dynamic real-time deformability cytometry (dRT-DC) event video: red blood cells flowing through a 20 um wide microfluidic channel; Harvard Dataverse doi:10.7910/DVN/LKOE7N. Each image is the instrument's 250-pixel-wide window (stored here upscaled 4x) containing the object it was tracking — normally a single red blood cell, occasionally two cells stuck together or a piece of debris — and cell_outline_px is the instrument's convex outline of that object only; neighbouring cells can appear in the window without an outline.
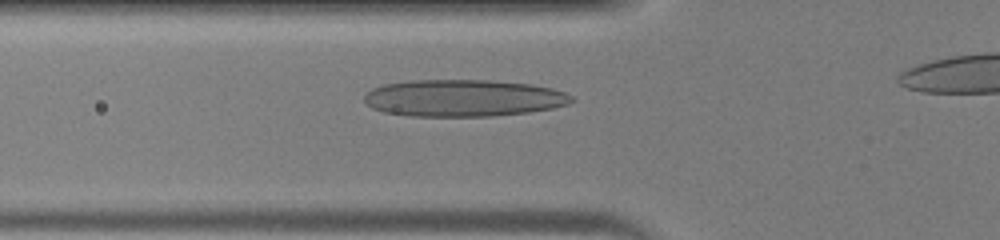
{"species": "human", "species_latin": "Homo sapiens", "temperature_condition": "warm", "stored_images_in_passage": 29, "camera_frame_rate_fps": 3000, "um_per_image_px": 0.085, "donor": {"sex": "male"}, "frame": {"image": 1, "passage_image": 6, "time_ms": 1.667, "image_size_px": [1000, 240], "cell_outline_px": [[576, 100], [568, 104], [552, 108], [528, 112], [492, 116], [408, 116], [384, 112], [372, 108], [364, 100], [364, 96], [372, 88], [384, 84], [412, 80], [488, 80], [532, 84], [552, 88], [564, 92], [572, 96]], "centroid_in_image_um": [39.39, 8.33], "position_along_channel_um": 86.4, "area_um2": 44.74}}
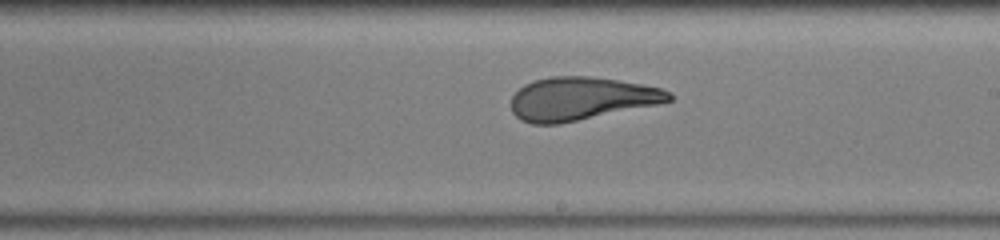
{"frame": {"image": 2, "passage_image": 16, "time_ms": 5.0, "image_size_px": [1000, 240], "cell_outline_px": [[672, 100], [656, 104], [560, 124], [532, 124], [520, 120], [512, 112], [512, 96], [524, 84], [536, 80], [552, 76], [588, 76], [616, 80], [640, 84], [660, 88], [668, 92], [672, 96]], "centroid_in_image_um": [49.34, 8.39], "position_along_channel_um": 239.7, "area_um2": 39.19}}
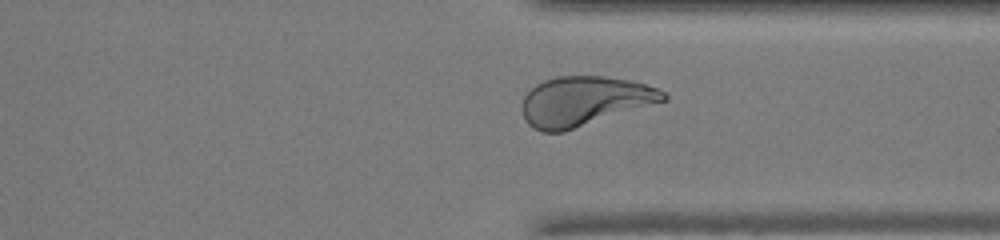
{"frame": {"image": 3, "passage_image": 24, "time_ms": 7.667, "image_size_px": [1000, 240], "cell_outline_px": [[668, 100], [564, 132], [540, 132], [532, 128], [524, 120], [520, 108], [524, 96], [536, 84], [544, 80], [556, 76], [604, 76], [632, 80], [656, 88], [664, 92], [668, 96]], "centroid_in_image_um": [49.64, 8.61], "position_along_channel_um": 361.8, "area_um2": 41.15}}